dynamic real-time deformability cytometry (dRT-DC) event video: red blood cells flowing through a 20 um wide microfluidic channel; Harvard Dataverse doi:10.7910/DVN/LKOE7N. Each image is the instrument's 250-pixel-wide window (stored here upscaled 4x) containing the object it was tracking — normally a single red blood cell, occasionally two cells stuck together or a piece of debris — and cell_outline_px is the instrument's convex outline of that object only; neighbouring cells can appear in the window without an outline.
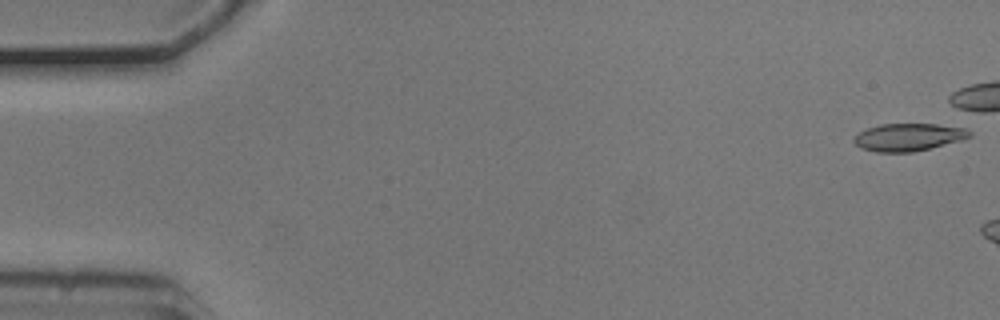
{"species": "common noctule bat (a hibernating species)", "species_latin": "Nyctalus noctula", "temperature_condition": "cold", "stored_images_in_passage": 3, "camera_frame_rate_fps": 3000, "um_per_image_px": 0.085, "animal": {"sex": "male", "body_mass_g": 20.5, "forearm_length_mm": 52.5}, "frame": {"image": 1, "passage_image": 1, "time_ms": 0.0, "image_size_px": [1000, 320], "cell_outline_px": [[972, 136], [960, 140], [912, 152], [876, 152], [860, 148], [852, 140], [860, 132], [868, 128], [880, 124], [960, 124], [968, 128], [972, 132]], "centroid_in_image_um": [77.3, 11.63], "position_along_channel_um": 7.7, "area_um2": 18.79}}